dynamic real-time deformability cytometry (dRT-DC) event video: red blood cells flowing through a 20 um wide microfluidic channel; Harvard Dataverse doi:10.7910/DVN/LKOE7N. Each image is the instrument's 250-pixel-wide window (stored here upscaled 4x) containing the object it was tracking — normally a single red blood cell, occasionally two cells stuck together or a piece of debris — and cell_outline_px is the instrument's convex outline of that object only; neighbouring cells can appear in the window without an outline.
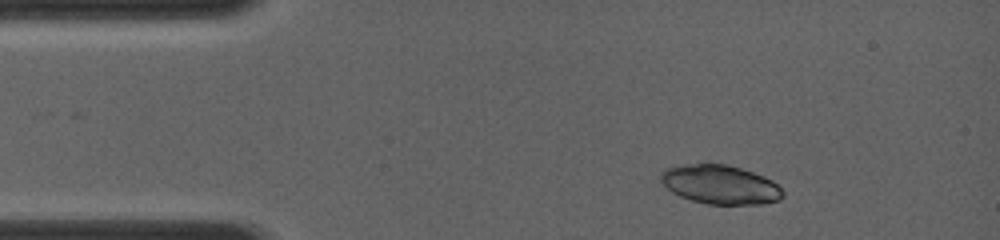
{"species": "common noctule bat (a hibernating species)", "species_latin": "Nyctalus noctula", "temperature_condition": "room temperature", "stored_images_in_passage": 5, "camera_frame_rate_fps": 4000, "um_per_image_px": 0.085, "animal": {"sex": "female", "body_mass_g": 19.0, "forearm_length_mm": 56.7}, "frame": {"image": 1, "passage_image": 1, "time_ms": 0.0, "image_size_px": [1000, 240], "cell_outline_px": [[784, 196], [776, 200], [760, 204], [712, 204], [692, 200], [672, 192], [664, 184], [664, 172], [668, 168], [676, 164], [704, 160], [728, 164], [764, 176], [772, 180], [784, 192]], "centroid_in_image_um": [61.22, 15.63], "position_along_channel_um": 23.8, "area_um2": 27.92}}
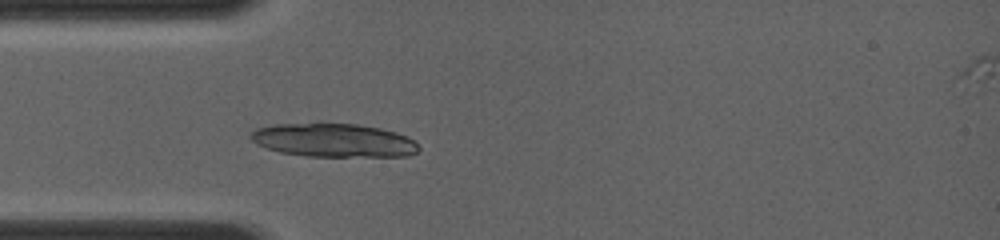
{"frame": {"image": 2, "passage_image": 5, "time_ms": 2.0, "image_size_px": [1000, 240], "cell_outline_px": [[420, 148], [416, 152], [404, 156], [312, 156], [280, 152], [256, 144], [252, 140], [252, 132], [256, 128], [276, 124], [316, 120], [320, 120], [356, 124], [380, 128], [396, 132], [412, 140]], "centroid_in_image_um": [28.3, 11.87], "position_along_channel_um": 56.7, "area_um2": 33.41}}